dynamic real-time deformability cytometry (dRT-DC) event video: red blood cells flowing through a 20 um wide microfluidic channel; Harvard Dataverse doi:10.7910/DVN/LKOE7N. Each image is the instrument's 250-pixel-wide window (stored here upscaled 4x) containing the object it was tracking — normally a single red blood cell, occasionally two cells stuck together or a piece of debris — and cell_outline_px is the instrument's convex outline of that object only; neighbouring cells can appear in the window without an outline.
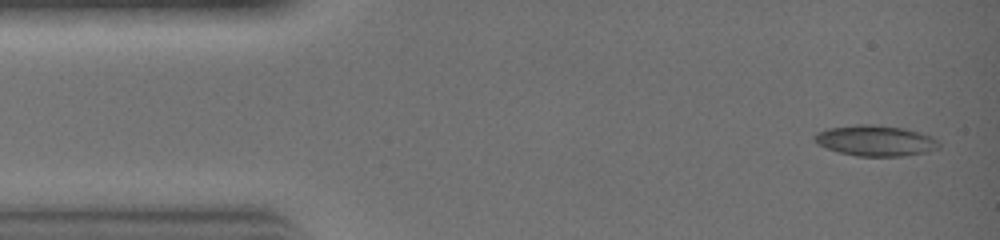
{"species": "common noctule bat (a hibernating species)", "species_latin": "Nyctalus noctula", "temperature_condition": "warm", "stored_images_in_passage": 31, "camera_frame_rate_fps": 3000, "um_per_image_px": 0.085, "animal": {"sex": "female", "body_mass_g": 19.0, "forearm_length_mm": 51.5}, "frame": {"image": 1, "passage_image": 1, "time_ms": 0.0, "image_size_px": [1000, 240], "cell_outline_px": [[940, 148], [928, 152], [900, 156], [856, 156], [840, 152], [816, 144], [812, 140], [812, 136], [816, 132], [828, 128], [856, 124], [872, 124], [904, 128], [924, 132], [936, 140], [940, 144]], "centroid_in_image_um": [74.4, 11.94], "position_along_channel_um": 10.6, "area_um2": 22.54}}
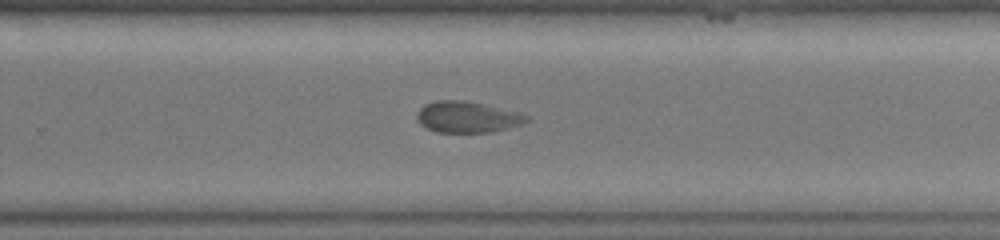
{"frame": {"image": 2, "passage_image": 19, "time_ms": 6.0, "image_size_px": [1000, 240], "cell_outline_px": [[532, 120], [524, 124], [492, 132], [436, 132], [420, 124], [416, 116], [416, 112], [424, 104], [436, 100], [464, 100], [484, 104], [520, 112], [528, 116]], "centroid_in_image_um": [39.75, 9.94], "position_along_channel_um": 290.0, "area_um2": 20.17}}
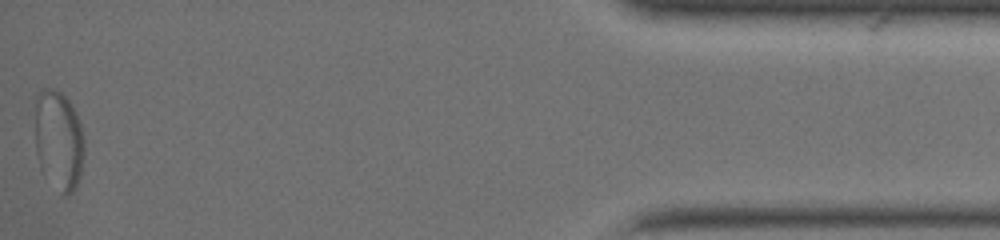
{"frame": {"image": 3, "passage_image": 30, "time_ms": 9.667, "image_size_px": [1000, 240], "cell_outline_px": [[84, 152], [80, 176], [72, 192], [68, 196], [60, 196], [36, 152], [36, 96], [44, 88], [52, 88], [60, 92], [72, 104], [76, 112], [84, 136]], "centroid_in_image_um": [5.03, 11.88], "position_along_channel_um": 430.2, "area_um2": 28.09}}